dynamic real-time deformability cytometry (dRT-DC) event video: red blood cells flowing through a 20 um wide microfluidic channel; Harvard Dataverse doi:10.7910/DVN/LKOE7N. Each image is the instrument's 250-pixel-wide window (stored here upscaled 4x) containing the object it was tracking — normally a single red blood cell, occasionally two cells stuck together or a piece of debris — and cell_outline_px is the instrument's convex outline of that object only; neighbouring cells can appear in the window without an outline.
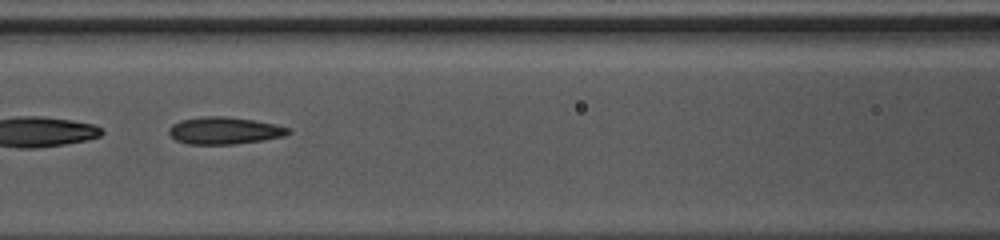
{"species": "common noctule bat (a hibernating species)", "species_latin": "Nyctalus noctula", "temperature_condition": "warm", "stored_images_in_passage": 46, "camera_frame_rate_fps": 3000, "um_per_image_px": 0.085, "animal": {"sex": "female", "body_mass_g": 10.0, "forearm_length_mm": 53.1}, "frame": {"image": 1, "passage_image": 21, "time_ms": 6.667, "image_size_px": [1000, 240], "cell_outline_px": [[292, 132], [284, 136], [264, 140], [236, 144], [188, 144], [176, 140], [168, 132], [168, 128], [172, 124], [180, 120], [200, 116], [224, 116], [252, 120], [276, 124], [292, 128]], "centroid_in_image_um": [19.09, 11.1], "position_along_channel_um": 147.5, "area_um2": 19.07}}
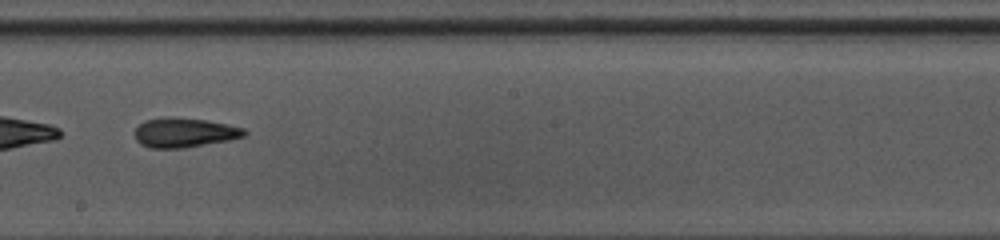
{"frame": {"image": 2, "passage_image": 27, "time_ms": 8.667, "image_size_px": [1000, 240], "cell_outline_px": [[248, 132], [244, 136], [228, 140], [184, 148], [148, 148], [140, 144], [136, 140], [136, 128], [144, 120], [172, 116], [204, 120], [228, 124], [244, 128]], "centroid_in_image_um": [15.66, 11.27], "position_along_channel_um": 232.5, "area_um2": 18.84}}
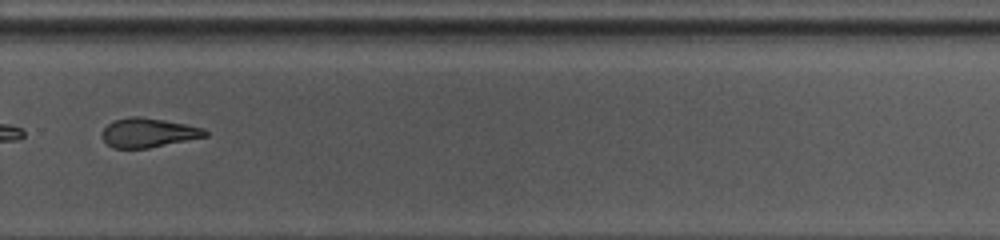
{"frame": {"image": 3, "passage_image": 33, "time_ms": 10.667, "image_size_px": [1000, 240], "cell_outline_px": [[208, 136], [148, 148], [112, 148], [104, 140], [104, 128], [112, 120], [128, 116], [140, 116], [164, 120], [204, 128], [208, 132]], "centroid_in_image_um": [12.61, 11.27], "position_along_channel_um": 317.2, "area_um2": 17.46}, "authors_computed_cell_mechanics": {"area_um2": 19.652, "velocity_mm_per_s": 4.2575, "shape_relaxation_time_tau1_ms": 6.5666, "shape_relaxation_time_tau2_ms": 2.8906, "deformation_change_tau1": 0.1508, "deformation_change_tau2": 0.1085}}